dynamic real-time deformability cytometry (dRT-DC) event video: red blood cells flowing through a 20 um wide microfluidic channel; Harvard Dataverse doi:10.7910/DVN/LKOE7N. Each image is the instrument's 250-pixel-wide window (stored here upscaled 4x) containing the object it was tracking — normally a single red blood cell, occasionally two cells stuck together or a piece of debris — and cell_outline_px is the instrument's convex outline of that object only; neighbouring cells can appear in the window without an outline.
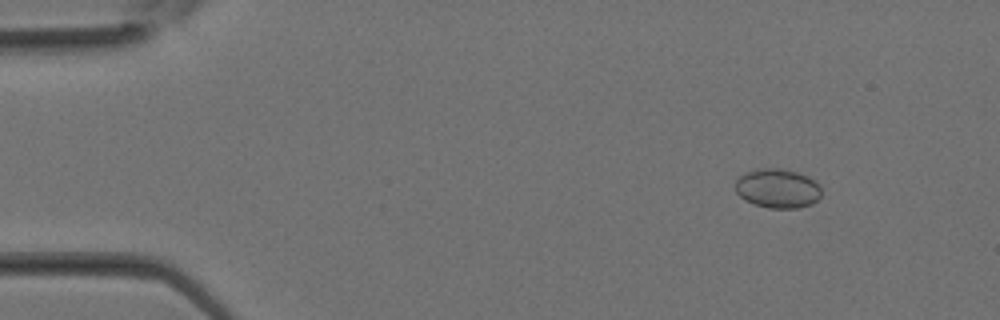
{"species": "Egyptian fruit bat (a non-hibernating species)", "species_latin": "Rousettus aegyptiacus", "temperature_condition": "room temperature", "stored_images_in_passage": 31, "camera_frame_rate_fps": 3000, "um_per_image_px": 0.085, "animal": {"sex": "female"}, "frame": {"image": 1, "passage_image": 3, "time_ms": 0.667, "image_size_px": [1000, 320], "cell_outline_px": [[820, 196], [812, 204], [800, 208], [768, 208], [752, 204], [744, 200], [736, 192], [736, 180], [744, 172], [764, 168], [780, 168], [796, 172], [808, 176], [816, 180], [820, 184]], "centroid_in_image_um": [66.1, 16.02], "position_along_channel_um": 18.9, "area_um2": 19.88}}
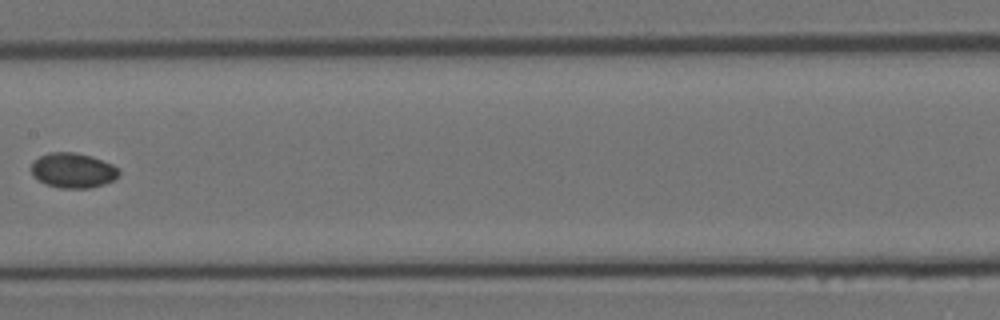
{"frame": {"image": 2, "passage_image": 16, "time_ms": 5.0, "image_size_px": [1000, 320], "cell_outline_px": [[120, 176], [104, 184], [88, 188], [60, 188], [36, 180], [32, 176], [32, 160], [48, 152], [76, 152], [92, 156], [112, 164], [120, 168]], "centroid_in_image_um": [6.2, 14.47], "position_along_channel_um": 201.2, "area_um2": 18.09}}
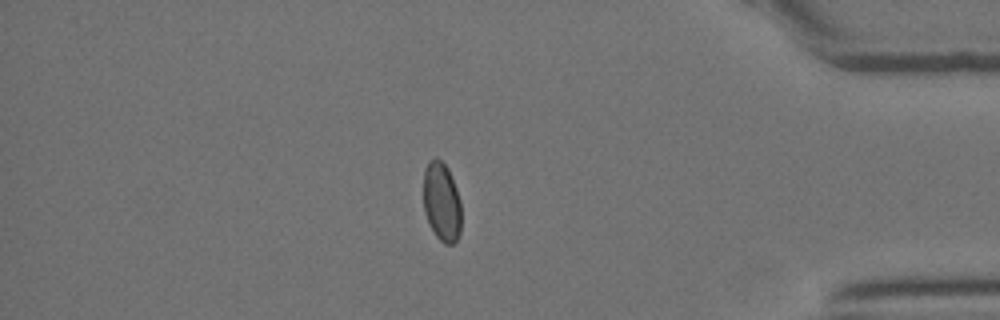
{"frame": {"image": 3, "passage_image": 27, "time_ms": 8.667, "image_size_px": [1000, 320], "cell_outline_px": [[460, 232], [456, 240], [452, 244], [444, 244], [436, 236], [428, 224], [424, 212], [424, 168], [428, 160], [436, 156], [448, 168], [456, 188], [460, 200]], "centroid_in_image_um": [37.52, 17.14], "position_along_channel_um": 397.7, "area_um2": 17.57}}